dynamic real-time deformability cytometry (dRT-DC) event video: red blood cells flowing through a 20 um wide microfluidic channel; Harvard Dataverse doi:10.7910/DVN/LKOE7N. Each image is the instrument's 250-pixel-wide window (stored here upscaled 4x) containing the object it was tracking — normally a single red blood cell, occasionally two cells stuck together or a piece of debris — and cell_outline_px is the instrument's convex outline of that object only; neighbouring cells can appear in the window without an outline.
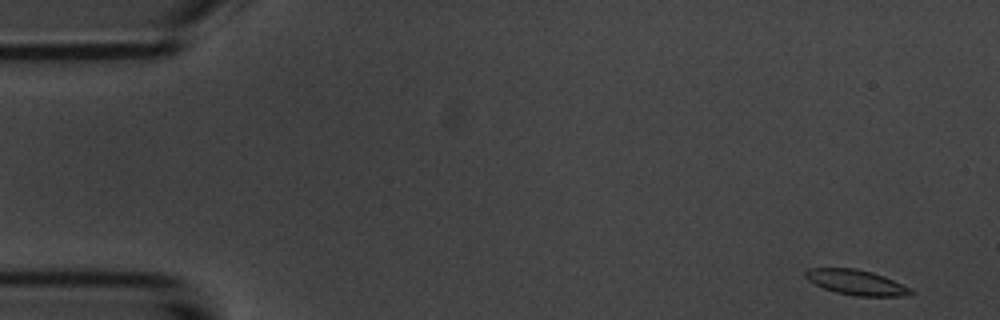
{"species": "common noctule bat (a hibernating species)", "species_latin": "Nyctalus noctula", "temperature_condition": "room temperature", "stored_images_in_passage": 14, "camera_frame_rate_fps": 3000, "um_per_image_px": 0.085, "animal": {"sex": "male", "body_mass_g": 20.1, "forearm_length_mm": 53.5}, "frame": {"image": 1, "passage_image": 1, "time_ms": 0.0, "image_size_px": [1000, 320], "cell_outline_px": [[916, 292], [912, 296], [856, 296], [836, 292], [824, 288], [808, 280], [804, 276], [804, 272], [808, 268], [856, 268], [872, 272], [884, 276], [912, 288]], "centroid_in_image_um": [72.84, 24.0], "position_along_channel_um": 12.2, "area_um2": 15.61}}
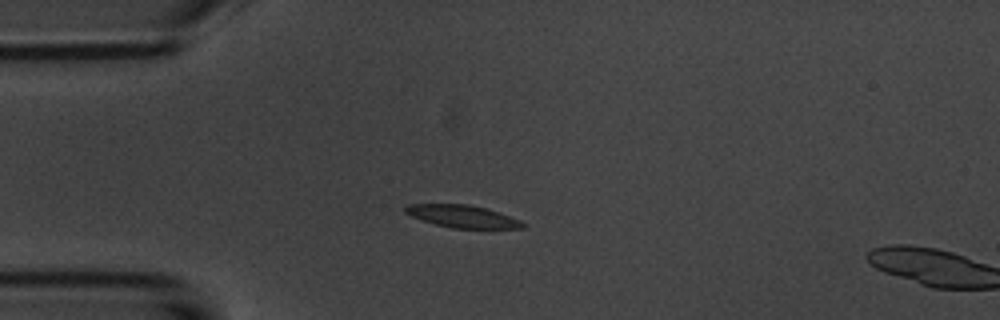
{"frame": {"image": 2, "passage_image": 12, "time_ms": 3.667, "image_size_px": [1000, 320], "cell_outline_px": [[524, 228], [452, 228], [436, 224], [412, 216], [404, 212], [404, 208], [408, 204], [468, 204], [488, 208], [520, 220], [524, 224]], "centroid_in_image_um": [39.31, 18.38], "position_along_channel_um": 45.7, "area_um2": 15.2}}